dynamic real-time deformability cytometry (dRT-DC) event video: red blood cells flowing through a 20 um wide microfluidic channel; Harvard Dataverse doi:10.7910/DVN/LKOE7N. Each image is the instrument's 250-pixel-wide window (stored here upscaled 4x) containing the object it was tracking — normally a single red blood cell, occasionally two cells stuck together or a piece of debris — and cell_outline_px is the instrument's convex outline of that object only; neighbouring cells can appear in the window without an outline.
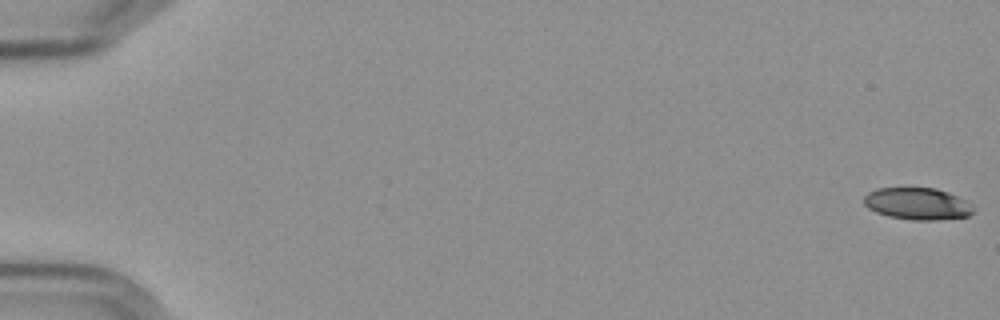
{"species": "Egyptian fruit bat (a non-hibernating species)", "species_latin": "Rousettus aegyptiacus", "temperature_condition": "cold", "stored_images_in_passage": 11, "camera_frame_rate_fps": 3000, "um_per_image_px": 0.085, "frame": {"image": 1, "passage_image": 1, "time_ms": 0.0, "image_size_px": [1000, 320], "cell_outline_px": [[972, 212], [968, 216], [932, 220], [916, 220], [888, 216], [876, 212], [868, 208], [864, 204], [864, 196], [868, 192], [876, 188], [936, 188], [948, 192], [964, 200], [972, 208]], "centroid_in_image_um": [77.92, 17.31], "position_along_channel_um": 7.1, "area_um2": 20.06}}